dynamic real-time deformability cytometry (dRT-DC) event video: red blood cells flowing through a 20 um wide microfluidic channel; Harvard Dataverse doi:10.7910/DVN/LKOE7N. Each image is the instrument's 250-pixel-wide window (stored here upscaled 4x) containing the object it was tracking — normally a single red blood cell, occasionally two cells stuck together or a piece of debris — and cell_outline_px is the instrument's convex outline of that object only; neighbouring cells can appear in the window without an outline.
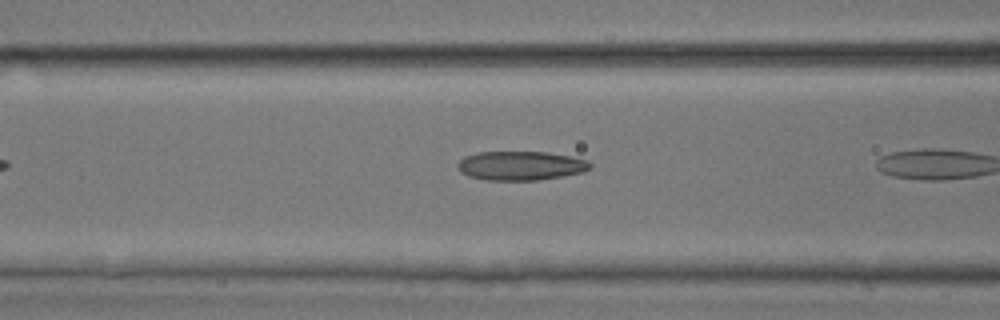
{"species": "common noctule bat (a hibernating species)", "species_latin": "Nyctalus noctula", "temperature_condition": "room temperature", "stored_images_in_passage": 8, "camera_frame_rate_fps": 3000, "um_per_image_px": 0.085, "animal": {"sex": "male", "body_mass_g": 17.9, "forearm_length_mm": 54.2}, "frame": {"image": 1, "passage_image": 5, "time_ms": 1.333, "image_size_px": [1000, 320], "cell_outline_px": [[592, 168], [580, 172], [560, 176], [536, 180], [484, 180], [468, 176], [460, 172], [456, 164], [464, 156], [476, 152], [548, 152], [588, 160], [592, 164]], "centroid_in_image_um": [44.21, 14.08], "position_along_channel_um": 122.4, "area_um2": 22.43}}